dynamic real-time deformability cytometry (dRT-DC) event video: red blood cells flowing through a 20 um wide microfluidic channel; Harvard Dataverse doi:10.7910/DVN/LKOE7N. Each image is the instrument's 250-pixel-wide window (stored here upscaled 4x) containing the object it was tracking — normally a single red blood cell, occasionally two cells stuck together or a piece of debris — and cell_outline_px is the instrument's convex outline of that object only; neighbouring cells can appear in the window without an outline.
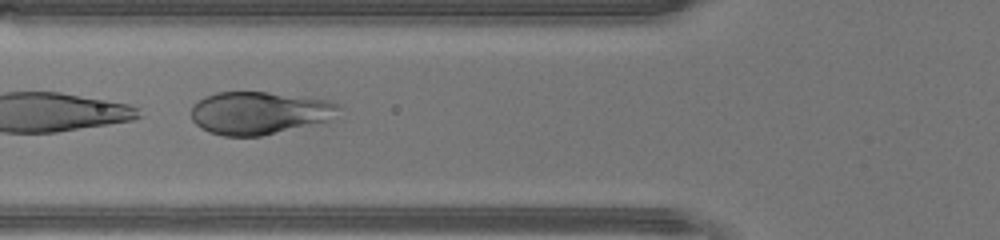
{"species": "human", "species_latin": "Homo sapiens", "temperature_condition": "warm", "stored_images_in_passage": 18, "camera_frame_rate_fps": 3000, "um_per_image_px": 0.085, "donor": {"sex": "male"}, "frame": {"image": 1, "passage_image": 16, "time_ms": 5.0, "image_size_px": [1000, 240], "cell_outline_px": [[340, 108], [328, 120], [260, 136], [224, 136], [208, 132], [200, 128], [192, 120], [192, 104], [204, 96], [216, 92], [268, 92], [328, 100], [340, 104]], "centroid_in_image_um": [21.96, 9.59], "position_along_channel_um": 103.8, "area_um2": 36.47}}